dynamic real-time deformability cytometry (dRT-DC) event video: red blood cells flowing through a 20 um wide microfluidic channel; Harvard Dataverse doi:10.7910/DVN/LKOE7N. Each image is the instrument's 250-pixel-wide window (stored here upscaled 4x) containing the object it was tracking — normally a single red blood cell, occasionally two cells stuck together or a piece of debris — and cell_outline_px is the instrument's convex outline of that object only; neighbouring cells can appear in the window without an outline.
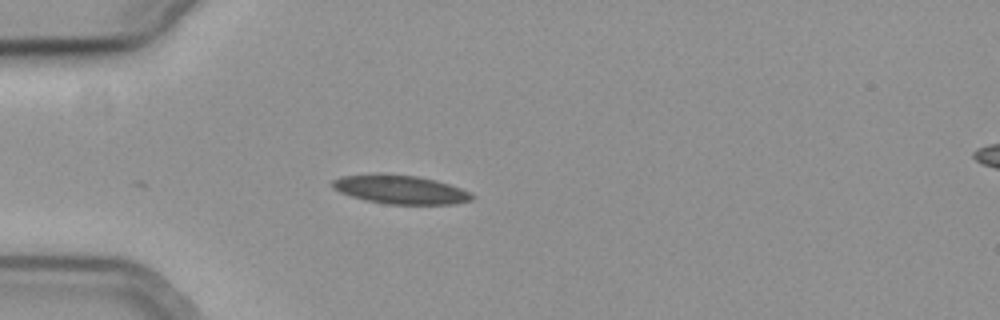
{"species": "common noctule bat (a hibernating species)", "species_latin": "Nyctalus noctula", "temperature_condition": "cold", "stored_images_in_passage": 20, "camera_frame_rate_fps": 3000, "um_per_image_px": 0.085, "animal": {"sex": "female", "body_mass_g": 19.3, "forearm_length_mm": 54.1}, "frame": {"image": 1, "passage_image": 9, "time_ms": 2.667, "image_size_px": [1000, 320], "cell_outline_px": [[476, 196], [472, 200], [456, 204], [384, 204], [364, 200], [340, 192], [332, 188], [332, 180], [340, 176], [380, 172], [384, 172], [416, 176], [436, 180], [472, 192]], "centroid_in_image_um": [34.02, 16.09], "position_along_channel_um": 51.0, "area_um2": 23.87}}
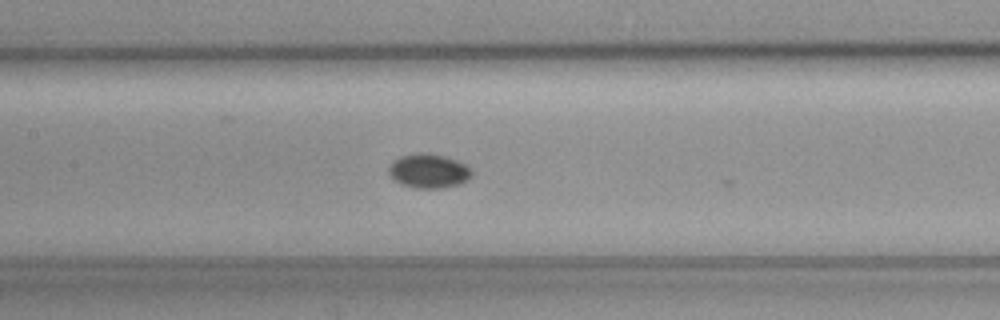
{"frame": {"image": 2, "passage_image": 15, "time_ms": 4.667, "image_size_px": [1000, 320], "cell_outline_px": [[472, 176], [468, 180], [460, 184], [440, 188], [416, 188], [400, 184], [388, 172], [388, 168], [392, 160], [400, 156], [420, 152], [424, 152], [444, 156], [456, 160], [464, 164], [472, 172]], "centroid_in_image_um": [36.42, 14.53], "position_along_channel_um": 171.0, "area_um2": 16.53}}